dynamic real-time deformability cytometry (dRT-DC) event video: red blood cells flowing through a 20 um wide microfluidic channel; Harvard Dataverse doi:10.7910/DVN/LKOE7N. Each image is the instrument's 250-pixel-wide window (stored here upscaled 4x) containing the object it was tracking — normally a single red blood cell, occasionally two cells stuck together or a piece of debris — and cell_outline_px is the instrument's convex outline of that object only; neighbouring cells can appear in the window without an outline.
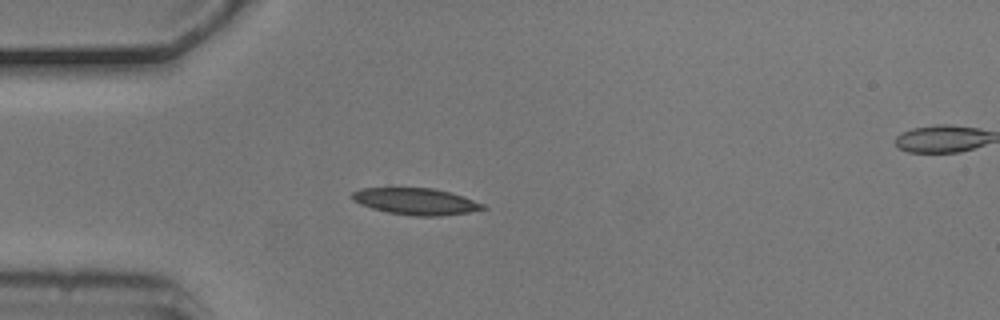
{"species": "common noctule bat (a hibernating species)", "species_latin": "Nyctalus noctula", "temperature_condition": "cold", "stored_images_in_passage": 6, "segment_of_instrument_passage": [1, 2], "camera_frame_rate_fps": 3000, "um_per_image_px": 0.085, "animal": {"sex": "male", "body_mass_g": 20.5, "forearm_length_mm": 52.5}, "frame": {"image": 1, "passage_image": 5, "time_ms": 1.333, "image_size_px": [1000, 320], "cell_outline_px": [[488, 208], [468, 212], [440, 216], [412, 216], [388, 212], [372, 208], [360, 204], [352, 200], [352, 192], [360, 188], [432, 188], [464, 196], [484, 204]], "centroid_in_image_um": [35.35, 17.12], "position_along_channel_um": 49.7, "area_um2": 20.23}}